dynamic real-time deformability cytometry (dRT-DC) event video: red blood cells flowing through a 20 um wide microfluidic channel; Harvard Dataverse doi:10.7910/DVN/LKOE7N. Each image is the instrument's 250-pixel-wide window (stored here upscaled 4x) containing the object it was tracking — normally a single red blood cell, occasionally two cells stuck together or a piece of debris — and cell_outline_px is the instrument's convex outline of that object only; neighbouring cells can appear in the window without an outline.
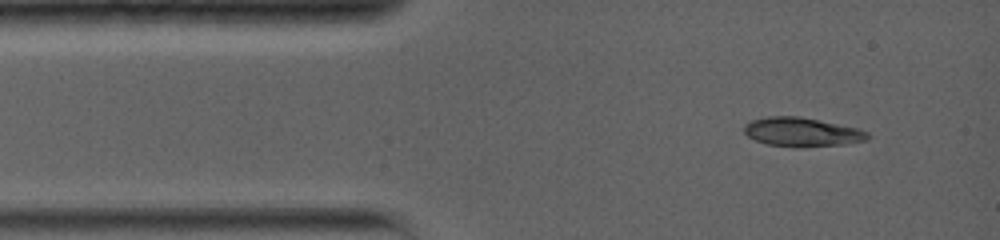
{"species": "common noctule bat (a hibernating species)", "species_latin": "Nyctalus noctula", "temperature_condition": "warm", "stored_images_in_passage": 12, "camera_frame_rate_fps": 5000, "um_per_image_px": 0.085, "animal": {"sex": "female", "body_mass_g": 19.0, "forearm_length_mm": 56.7}, "frame": {"image": 1, "passage_image": 1, "time_ms": 0.0, "image_size_px": [1000, 240], "cell_outline_px": [[868, 140], [844, 144], [800, 148], [796, 148], [768, 144], [756, 140], [748, 136], [744, 132], [744, 124], [752, 120], [768, 116], [800, 116], [856, 128], [868, 132]], "centroid_in_image_um": [68.14, 11.23], "position_along_channel_um": 16.9, "area_um2": 20.87}}
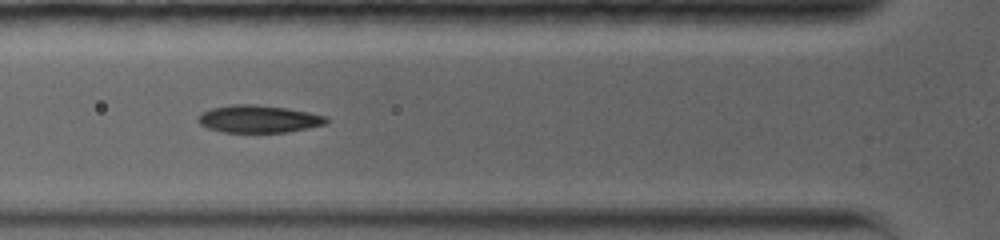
{"frame": {"image": 2, "passage_image": 6, "time_ms": 3.4, "image_size_px": [1000, 240], "cell_outline_px": [[328, 120], [324, 124], [288, 132], [224, 132], [208, 128], [200, 124], [196, 120], [204, 112], [212, 108], [232, 104], [256, 104], [284, 108], [308, 112], [328, 116]], "centroid_in_image_um": [21.98, 10.11], "position_along_channel_um": 103.8, "area_um2": 20.29}}
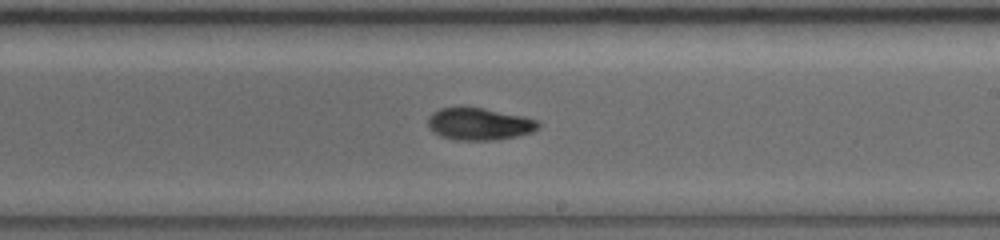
{"frame": {"image": 3, "passage_image": 12, "time_ms": 7.2, "image_size_px": [1000, 240], "cell_outline_px": [[540, 128], [532, 132], [516, 136], [496, 140], [456, 140], [440, 136], [432, 132], [428, 128], [428, 116], [432, 112], [440, 108], [460, 104], [464, 104], [524, 116], [540, 120]], "centroid_in_image_um": [40.7, 10.5], "position_along_channel_um": 248.3, "area_um2": 21.56}}